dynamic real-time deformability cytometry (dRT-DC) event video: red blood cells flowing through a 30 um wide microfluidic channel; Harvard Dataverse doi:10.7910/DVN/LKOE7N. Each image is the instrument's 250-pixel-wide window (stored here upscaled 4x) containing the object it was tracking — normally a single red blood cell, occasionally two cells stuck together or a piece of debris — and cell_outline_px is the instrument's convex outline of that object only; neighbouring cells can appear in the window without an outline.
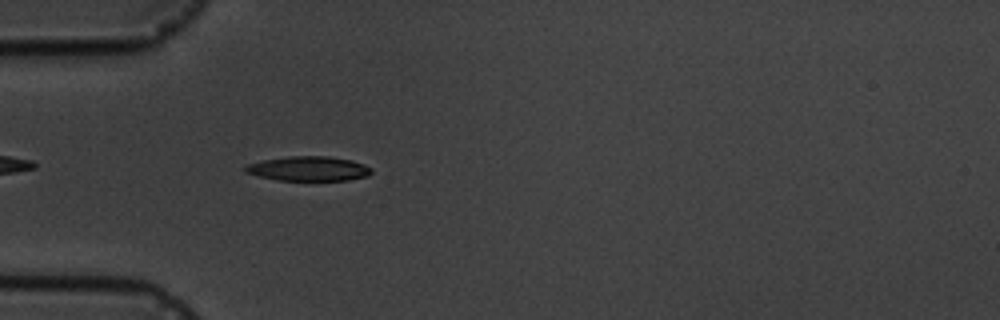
{"species": "common noctule bat (a hibernating species)", "species_latin": "Nyctalus noctula", "temperature_condition": "cold", "stored_images_in_passage": 5, "camera_frame_rate_fps": 3000, "um_per_image_px": 0.085, "animal": {"sex": "male", "body_mass_g": 19.5, "forearm_length_mm": 54.6}, "frame": {"image": 1, "passage_image": 5, "time_ms": 4.667, "image_size_px": [1000, 320], "cell_outline_px": [[372, 172], [368, 176], [348, 180], [280, 180], [260, 176], [244, 172], [244, 168], [248, 164], [264, 160], [288, 156], [328, 156], [352, 160], [364, 164], [372, 168]], "centroid_in_image_um": [26.27, 14.33], "position_along_channel_um": 58.7, "area_um2": 17.98}}